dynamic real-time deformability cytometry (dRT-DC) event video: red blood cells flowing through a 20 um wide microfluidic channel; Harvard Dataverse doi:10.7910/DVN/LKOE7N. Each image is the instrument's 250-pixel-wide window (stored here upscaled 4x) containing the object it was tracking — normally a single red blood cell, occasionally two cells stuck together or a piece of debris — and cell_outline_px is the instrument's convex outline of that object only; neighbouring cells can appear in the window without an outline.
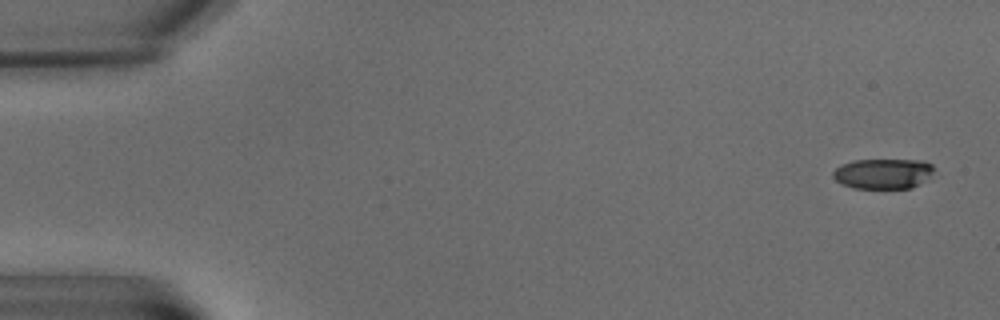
{"species": "common noctule bat (a hibernating species)", "species_latin": "Nyctalus noctula", "temperature_condition": "warm", "stored_images_in_passage": 6, "camera_frame_rate_fps": 3000, "um_per_image_px": 0.085, "animal": {"sex": "male", "body_mass_g": 15.6}, "frame": {"image": 1, "passage_image": 1, "time_ms": 0.0, "image_size_px": [1000, 320], "cell_outline_px": [[936, 168], [928, 180], [912, 188], [852, 188], [840, 184], [832, 176], [832, 172], [840, 164], [852, 160], [924, 160], [932, 164]], "centroid_in_image_um": [75.08, 14.76], "position_along_channel_um": 9.9, "area_um2": 18.21}}
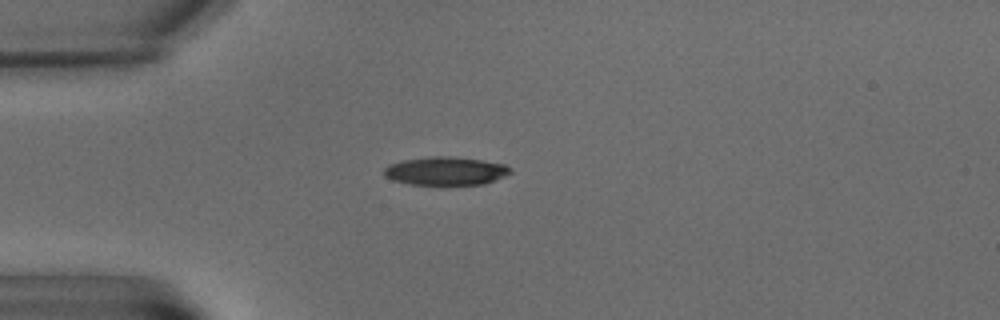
{"frame": {"image": 2, "passage_image": 6, "time_ms": 5.667, "image_size_px": [1000, 320], "cell_outline_px": [[512, 172], [504, 176], [484, 184], [412, 184], [392, 180], [384, 176], [384, 168], [388, 164], [400, 160], [428, 156], [452, 156], [480, 160], [504, 164], [512, 168]], "centroid_in_image_um": [37.85, 14.51], "position_along_channel_um": 47.2, "area_um2": 20.87}}